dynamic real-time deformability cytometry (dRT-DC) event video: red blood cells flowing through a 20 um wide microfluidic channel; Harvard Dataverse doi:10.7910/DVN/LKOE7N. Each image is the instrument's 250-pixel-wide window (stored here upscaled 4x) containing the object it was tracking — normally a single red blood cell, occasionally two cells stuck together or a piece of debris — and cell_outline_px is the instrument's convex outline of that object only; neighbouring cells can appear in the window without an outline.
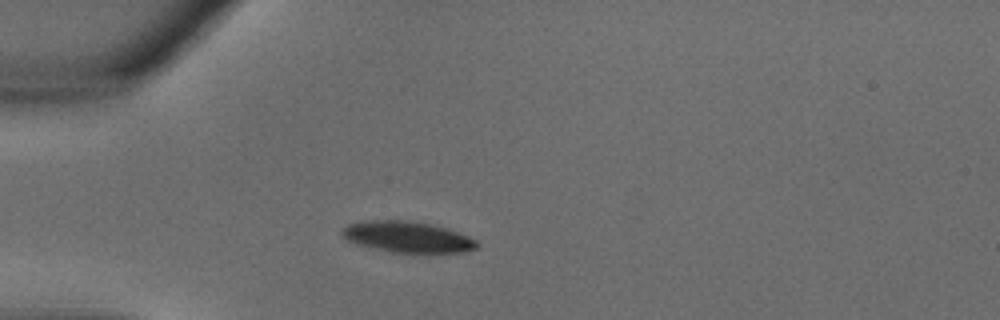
{"species": "common noctule bat (a hibernating species)", "species_latin": "Nyctalus noctula", "temperature_condition": "warm", "stored_images_in_passage": 25, "camera_frame_rate_fps": 3000, "um_per_image_px": 0.085, "animal": {"sex": "male", "body_mass_g": 18.8}, "frame": {"image": 1, "passage_image": 1, "time_ms": 0.0, "image_size_px": [1000, 320], "cell_outline_px": [[480, 244], [476, 248], [464, 252], [392, 252], [360, 244], [348, 240], [340, 236], [340, 232], [348, 224], [368, 220], [408, 220], [432, 224], [448, 228], [468, 236], [476, 240]], "centroid_in_image_um": [34.65, 20.12], "position_along_channel_um": 50.3, "area_um2": 24.22}}
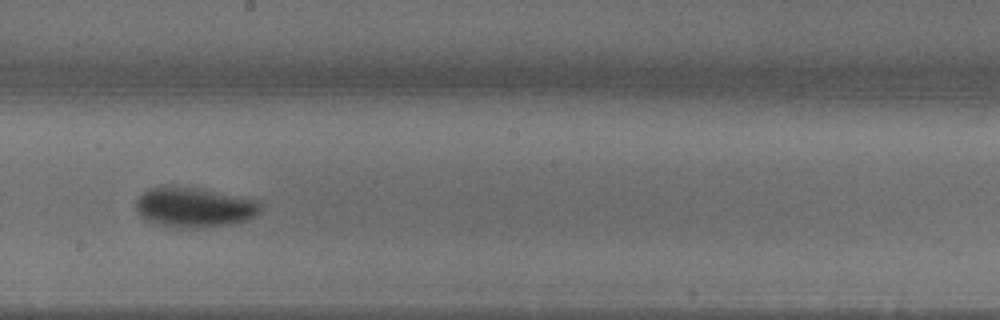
{"frame": {"image": 2, "passage_image": 11, "time_ms": 3.333, "image_size_px": [1000, 320], "cell_outline_px": [[260, 212], [256, 216], [244, 220], [228, 224], [208, 228], [184, 228], [160, 224], [144, 220], [140, 216], [136, 208], [136, 200], [144, 192], [152, 188], [196, 188], [260, 200]], "centroid_in_image_um": [16.54, 17.65], "position_along_channel_um": 231.7, "area_um2": 28.44}}
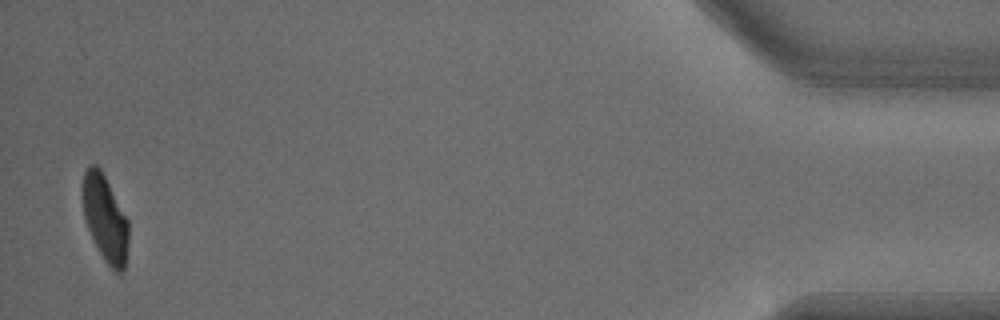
{"frame": {"image": 3, "passage_image": 25, "time_ms": 8.0, "image_size_px": [1000, 320], "cell_outline_px": [[128, 244], [124, 268], [120, 272], [116, 272], [104, 260], [88, 228], [84, 216], [84, 172], [88, 164], [96, 164], [100, 168], [128, 220]], "centroid_in_image_um": [8.95, 18.56], "position_along_channel_um": 426.2, "area_um2": 22.37}}